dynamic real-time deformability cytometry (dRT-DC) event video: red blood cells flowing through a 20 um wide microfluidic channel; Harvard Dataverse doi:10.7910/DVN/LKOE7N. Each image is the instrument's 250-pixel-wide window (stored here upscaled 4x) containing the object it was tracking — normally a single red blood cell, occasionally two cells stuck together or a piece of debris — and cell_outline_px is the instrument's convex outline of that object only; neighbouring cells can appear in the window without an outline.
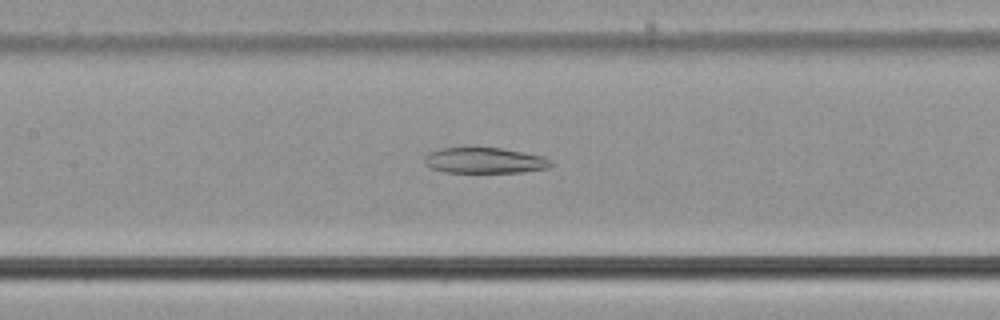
{"species": "common noctule bat (a hibernating species)", "species_latin": "Nyctalus noctula", "temperature_condition": "cold", "stored_images_in_passage": 43, "camera_frame_rate_fps": 3000, "um_per_image_px": 0.085, "animal": {"sex": "male", "body_mass_g": 21.5, "forearm_length_mm": 52.0}, "frame": {"image": 1, "passage_image": 15, "time_ms": 4.667, "image_size_px": [1000, 320], "cell_outline_px": [[552, 164], [548, 168], [524, 172], [444, 172], [432, 168], [424, 164], [424, 156], [428, 152], [440, 148], [500, 148], [544, 156]], "centroid_in_image_um": [41.15, 13.64], "position_along_channel_um": 166.2, "area_um2": 18.84}}
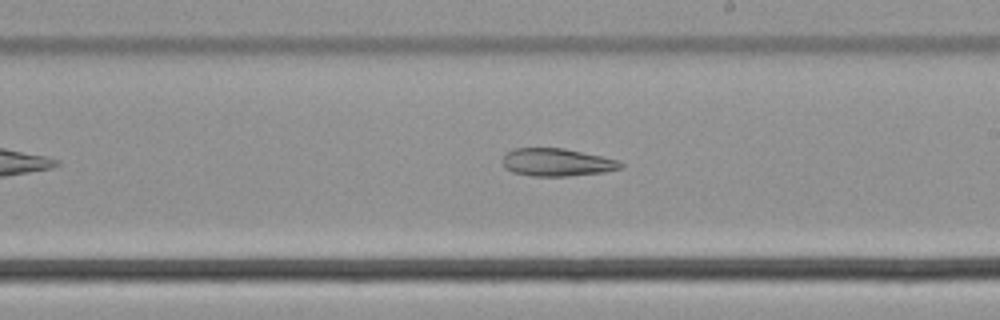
{"frame": {"image": 2, "passage_image": 21, "time_ms": 6.667, "image_size_px": [1000, 320], "cell_outline_px": [[624, 168], [604, 172], [568, 176], [532, 176], [512, 172], [504, 168], [500, 160], [504, 152], [516, 148], [564, 148], [600, 156], [616, 160], [624, 164]], "centroid_in_image_um": [47.27, 13.8], "position_along_channel_um": 241.7, "area_um2": 19.31}}
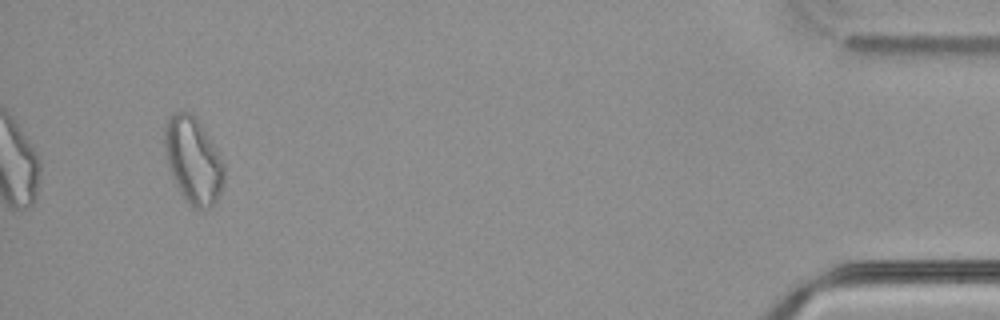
{"frame": {"image": 3, "passage_image": 41, "time_ms": 13.333, "image_size_px": [1000, 320], "cell_outline_px": [[224, 184], [212, 208], [200, 212], [184, 200], [172, 176], [168, 164], [164, 144], [164, 128], [168, 116], [172, 112], [188, 112], [200, 124], [216, 148], [224, 164]], "centroid_in_image_um": [16.42, 13.68], "position_along_channel_um": 418.8, "area_um2": 29.94}}